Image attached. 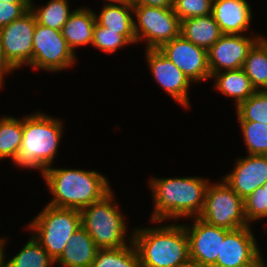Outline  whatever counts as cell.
<instances>
[{"label": "cell", "mask_w": 267, "mask_h": 267, "mask_svg": "<svg viewBox=\"0 0 267 267\" xmlns=\"http://www.w3.org/2000/svg\"><path fill=\"white\" fill-rule=\"evenodd\" d=\"M152 192L151 222L198 217L204 207L208 179L199 176L155 178L148 180Z\"/></svg>", "instance_id": "obj_1"}, {"label": "cell", "mask_w": 267, "mask_h": 267, "mask_svg": "<svg viewBox=\"0 0 267 267\" xmlns=\"http://www.w3.org/2000/svg\"><path fill=\"white\" fill-rule=\"evenodd\" d=\"M43 178L53 197L47 204L58 208L81 210L112 190L107 176L95 170L51 166Z\"/></svg>", "instance_id": "obj_2"}, {"label": "cell", "mask_w": 267, "mask_h": 267, "mask_svg": "<svg viewBox=\"0 0 267 267\" xmlns=\"http://www.w3.org/2000/svg\"><path fill=\"white\" fill-rule=\"evenodd\" d=\"M153 223L156 226L132 230L140 267H175L189 261V239L184 223ZM157 223L160 224L157 226Z\"/></svg>", "instance_id": "obj_3"}, {"label": "cell", "mask_w": 267, "mask_h": 267, "mask_svg": "<svg viewBox=\"0 0 267 267\" xmlns=\"http://www.w3.org/2000/svg\"><path fill=\"white\" fill-rule=\"evenodd\" d=\"M64 121L43 112L23 116L22 146L13 162L21 169H37L42 177L51 167L63 138Z\"/></svg>", "instance_id": "obj_4"}, {"label": "cell", "mask_w": 267, "mask_h": 267, "mask_svg": "<svg viewBox=\"0 0 267 267\" xmlns=\"http://www.w3.org/2000/svg\"><path fill=\"white\" fill-rule=\"evenodd\" d=\"M120 209L111 190L100 201L80 210L81 225L99 249L121 248L132 243L133 232L126 237L129 229Z\"/></svg>", "instance_id": "obj_5"}, {"label": "cell", "mask_w": 267, "mask_h": 267, "mask_svg": "<svg viewBox=\"0 0 267 267\" xmlns=\"http://www.w3.org/2000/svg\"><path fill=\"white\" fill-rule=\"evenodd\" d=\"M25 228L56 261L72 234L81 226L80 210L44 206Z\"/></svg>", "instance_id": "obj_6"}, {"label": "cell", "mask_w": 267, "mask_h": 267, "mask_svg": "<svg viewBox=\"0 0 267 267\" xmlns=\"http://www.w3.org/2000/svg\"><path fill=\"white\" fill-rule=\"evenodd\" d=\"M198 218L227 230L249 226L244 212V200L222 179L219 182L209 183L204 207Z\"/></svg>", "instance_id": "obj_7"}, {"label": "cell", "mask_w": 267, "mask_h": 267, "mask_svg": "<svg viewBox=\"0 0 267 267\" xmlns=\"http://www.w3.org/2000/svg\"><path fill=\"white\" fill-rule=\"evenodd\" d=\"M133 18L136 43L145 41V49H158L181 35V20L173 8L133 5Z\"/></svg>", "instance_id": "obj_8"}, {"label": "cell", "mask_w": 267, "mask_h": 267, "mask_svg": "<svg viewBox=\"0 0 267 267\" xmlns=\"http://www.w3.org/2000/svg\"><path fill=\"white\" fill-rule=\"evenodd\" d=\"M77 55L67 45L61 31L36 23L30 66L47 72H60L76 65Z\"/></svg>", "instance_id": "obj_9"}, {"label": "cell", "mask_w": 267, "mask_h": 267, "mask_svg": "<svg viewBox=\"0 0 267 267\" xmlns=\"http://www.w3.org/2000/svg\"><path fill=\"white\" fill-rule=\"evenodd\" d=\"M36 18L29 9L20 18L0 29L3 56L16 71L32 63L33 35Z\"/></svg>", "instance_id": "obj_10"}, {"label": "cell", "mask_w": 267, "mask_h": 267, "mask_svg": "<svg viewBox=\"0 0 267 267\" xmlns=\"http://www.w3.org/2000/svg\"><path fill=\"white\" fill-rule=\"evenodd\" d=\"M158 50L173 62L193 83L211 80L207 50L182 35L162 44Z\"/></svg>", "instance_id": "obj_11"}, {"label": "cell", "mask_w": 267, "mask_h": 267, "mask_svg": "<svg viewBox=\"0 0 267 267\" xmlns=\"http://www.w3.org/2000/svg\"><path fill=\"white\" fill-rule=\"evenodd\" d=\"M145 59L157 84L182 107L190 108L189 90L192 82L158 49H145Z\"/></svg>", "instance_id": "obj_12"}, {"label": "cell", "mask_w": 267, "mask_h": 267, "mask_svg": "<svg viewBox=\"0 0 267 267\" xmlns=\"http://www.w3.org/2000/svg\"><path fill=\"white\" fill-rule=\"evenodd\" d=\"M250 36V37H249ZM261 34H223L207 50L211 76L224 70H238L244 65L249 50L262 37Z\"/></svg>", "instance_id": "obj_13"}, {"label": "cell", "mask_w": 267, "mask_h": 267, "mask_svg": "<svg viewBox=\"0 0 267 267\" xmlns=\"http://www.w3.org/2000/svg\"><path fill=\"white\" fill-rule=\"evenodd\" d=\"M192 219V225L185 223L189 239L190 260L198 267H213L220 256L221 240L230 231L210 225L198 217Z\"/></svg>", "instance_id": "obj_14"}, {"label": "cell", "mask_w": 267, "mask_h": 267, "mask_svg": "<svg viewBox=\"0 0 267 267\" xmlns=\"http://www.w3.org/2000/svg\"><path fill=\"white\" fill-rule=\"evenodd\" d=\"M251 225L230 230L221 240L220 256L213 267H242L252 263L260 247Z\"/></svg>", "instance_id": "obj_15"}, {"label": "cell", "mask_w": 267, "mask_h": 267, "mask_svg": "<svg viewBox=\"0 0 267 267\" xmlns=\"http://www.w3.org/2000/svg\"><path fill=\"white\" fill-rule=\"evenodd\" d=\"M235 162L221 179L244 200L267 181V155H248Z\"/></svg>", "instance_id": "obj_16"}, {"label": "cell", "mask_w": 267, "mask_h": 267, "mask_svg": "<svg viewBox=\"0 0 267 267\" xmlns=\"http://www.w3.org/2000/svg\"><path fill=\"white\" fill-rule=\"evenodd\" d=\"M211 14L223 34H246L253 19L247 0H213Z\"/></svg>", "instance_id": "obj_17"}, {"label": "cell", "mask_w": 267, "mask_h": 267, "mask_svg": "<svg viewBox=\"0 0 267 267\" xmlns=\"http://www.w3.org/2000/svg\"><path fill=\"white\" fill-rule=\"evenodd\" d=\"M95 24V10L81 6L62 27L61 34L75 55L78 47L92 44Z\"/></svg>", "instance_id": "obj_18"}, {"label": "cell", "mask_w": 267, "mask_h": 267, "mask_svg": "<svg viewBox=\"0 0 267 267\" xmlns=\"http://www.w3.org/2000/svg\"><path fill=\"white\" fill-rule=\"evenodd\" d=\"M99 248L81 225L70 237L55 265L62 267H91Z\"/></svg>", "instance_id": "obj_19"}, {"label": "cell", "mask_w": 267, "mask_h": 267, "mask_svg": "<svg viewBox=\"0 0 267 267\" xmlns=\"http://www.w3.org/2000/svg\"><path fill=\"white\" fill-rule=\"evenodd\" d=\"M100 13L95 12L96 22L109 30L118 31L131 44H136L133 4H103Z\"/></svg>", "instance_id": "obj_20"}, {"label": "cell", "mask_w": 267, "mask_h": 267, "mask_svg": "<svg viewBox=\"0 0 267 267\" xmlns=\"http://www.w3.org/2000/svg\"><path fill=\"white\" fill-rule=\"evenodd\" d=\"M211 79L214 80L215 90L235 100L236 108L256 92L250 78L242 68L214 73Z\"/></svg>", "instance_id": "obj_21"}, {"label": "cell", "mask_w": 267, "mask_h": 267, "mask_svg": "<svg viewBox=\"0 0 267 267\" xmlns=\"http://www.w3.org/2000/svg\"><path fill=\"white\" fill-rule=\"evenodd\" d=\"M181 35L193 44L208 50L223 35L212 14L181 21Z\"/></svg>", "instance_id": "obj_22"}, {"label": "cell", "mask_w": 267, "mask_h": 267, "mask_svg": "<svg viewBox=\"0 0 267 267\" xmlns=\"http://www.w3.org/2000/svg\"><path fill=\"white\" fill-rule=\"evenodd\" d=\"M242 69L256 91H267V38L262 36L249 50Z\"/></svg>", "instance_id": "obj_23"}, {"label": "cell", "mask_w": 267, "mask_h": 267, "mask_svg": "<svg viewBox=\"0 0 267 267\" xmlns=\"http://www.w3.org/2000/svg\"><path fill=\"white\" fill-rule=\"evenodd\" d=\"M23 118L1 116L0 118V160L15 161L22 146Z\"/></svg>", "instance_id": "obj_24"}, {"label": "cell", "mask_w": 267, "mask_h": 267, "mask_svg": "<svg viewBox=\"0 0 267 267\" xmlns=\"http://www.w3.org/2000/svg\"><path fill=\"white\" fill-rule=\"evenodd\" d=\"M33 2L34 0L30 1V10L33 12L36 22L59 31H61L64 24L75 10H70V3L68 0H49L43 6L36 5Z\"/></svg>", "instance_id": "obj_25"}, {"label": "cell", "mask_w": 267, "mask_h": 267, "mask_svg": "<svg viewBox=\"0 0 267 267\" xmlns=\"http://www.w3.org/2000/svg\"><path fill=\"white\" fill-rule=\"evenodd\" d=\"M30 239L11 259L5 260V267H53L55 261L30 234Z\"/></svg>", "instance_id": "obj_26"}, {"label": "cell", "mask_w": 267, "mask_h": 267, "mask_svg": "<svg viewBox=\"0 0 267 267\" xmlns=\"http://www.w3.org/2000/svg\"><path fill=\"white\" fill-rule=\"evenodd\" d=\"M91 267H140L133 242L121 248L99 249Z\"/></svg>", "instance_id": "obj_27"}, {"label": "cell", "mask_w": 267, "mask_h": 267, "mask_svg": "<svg viewBox=\"0 0 267 267\" xmlns=\"http://www.w3.org/2000/svg\"><path fill=\"white\" fill-rule=\"evenodd\" d=\"M248 155H267V124L238 121Z\"/></svg>", "instance_id": "obj_28"}, {"label": "cell", "mask_w": 267, "mask_h": 267, "mask_svg": "<svg viewBox=\"0 0 267 267\" xmlns=\"http://www.w3.org/2000/svg\"><path fill=\"white\" fill-rule=\"evenodd\" d=\"M235 109L238 121L267 124V91H256Z\"/></svg>", "instance_id": "obj_29"}, {"label": "cell", "mask_w": 267, "mask_h": 267, "mask_svg": "<svg viewBox=\"0 0 267 267\" xmlns=\"http://www.w3.org/2000/svg\"><path fill=\"white\" fill-rule=\"evenodd\" d=\"M91 45L106 54H113L118 49L131 45V43L118 31L104 28L96 22Z\"/></svg>", "instance_id": "obj_30"}, {"label": "cell", "mask_w": 267, "mask_h": 267, "mask_svg": "<svg viewBox=\"0 0 267 267\" xmlns=\"http://www.w3.org/2000/svg\"><path fill=\"white\" fill-rule=\"evenodd\" d=\"M244 212L248 225L267 218V185L258 187L244 199Z\"/></svg>", "instance_id": "obj_31"}, {"label": "cell", "mask_w": 267, "mask_h": 267, "mask_svg": "<svg viewBox=\"0 0 267 267\" xmlns=\"http://www.w3.org/2000/svg\"><path fill=\"white\" fill-rule=\"evenodd\" d=\"M213 0H173V11L182 21L212 13Z\"/></svg>", "instance_id": "obj_32"}, {"label": "cell", "mask_w": 267, "mask_h": 267, "mask_svg": "<svg viewBox=\"0 0 267 267\" xmlns=\"http://www.w3.org/2000/svg\"><path fill=\"white\" fill-rule=\"evenodd\" d=\"M30 9V3H8L0 1V29L20 18Z\"/></svg>", "instance_id": "obj_33"}, {"label": "cell", "mask_w": 267, "mask_h": 267, "mask_svg": "<svg viewBox=\"0 0 267 267\" xmlns=\"http://www.w3.org/2000/svg\"><path fill=\"white\" fill-rule=\"evenodd\" d=\"M132 4L159 8H172L173 0H132Z\"/></svg>", "instance_id": "obj_34"}, {"label": "cell", "mask_w": 267, "mask_h": 267, "mask_svg": "<svg viewBox=\"0 0 267 267\" xmlns=\"http://www.w3.org/2000/svg\"><path fill=\"white\" fill-rule=\"evenodd\" d=\"M13 73L14 69L7 63L6 59L3 56L1 40H0V88H4L5 82L4 78L9 75V73ZM5 76V77H4Z\"/></svg>", "instance_id": "obj_35"}, {"label": "cell", "mask_w": 267, "mask_h": 267, "mask_svg": "<svg viewBox=\"0 0 267 267\" xmlns=\"http://www.w3.org/2000/svg\"><path fill=\"white\" fill-rule=\"evenodd\" d=\"M7 237H0V267H5V257L6 255V243H8Z\"/></svg>", "instance_id": "obj_36"}, {"label": "cell", "mask_w": 267, "mask_h": 267, "mask_svg": "<svg viewBox=\"0 0 267 267\" xmlns=\"http://www.w3.org/2000/svg\"><path fill=\"white\" fill-rule=\"evenodd\" d=\"M104 4H132V0H102Z\"/></svg>", "instance_id": "obj_37"}, {"label": "cell", "mask_w": 267, "mask_h": 267, "mask_svg": "<svg viewBox=\"0 0 267 267\" xmlns=\"http://www.w3.org/2000/svg\"><path fill=\"white\" fill-rule=\"evenodd\" d=\"M175 267H198V265L194 261L189 260V261H187L183 264L177 265Z\"/></svg>", "instance_id": "obj_38"}, {"label": "cell", "mask_w": 267, "mask_h": 267, "mask_svg": "<svg viewBox=\"0 0 267 267\" xmlns=\"http://www.w3.org/2000/svg\"><path fill=\"white\" fill-rule=\"evenodd\" d=\"M261 266V262H260V259H259V256L250 264H247L245 266H242V267H260Z\"/></svg>", "instance_id": "obj_39"}, {"label": "cell", "mask_w": 267, "mask_h": 267, "mask_svg": "<svg viewBox=\"0 0 267 267\" xmlns=\"http://www.w3.org/2000/svg\"><path fill=\"white\" fill-rule=\"evenodd\" d=\"M0 1L8 3H30L31 0H0Z\"/></svg>", "instance_id": "obj_40"}, {"label": "cell", "mask_w": 267, "mask_h": 267, "mask_svg": "<svg viewBox=\"0 0 267 267\" xmlns=\"http://www.w3.org/2000/svg\"><path fill=\"white\" fill-rule=\"evenodd\" d=\"M264 256L263 254L261 253V249L259 250V259H260V262H261V265L263 267H267V260H264Z\"/></svg>", "instance_id": "obj_41"}]
</instances>
